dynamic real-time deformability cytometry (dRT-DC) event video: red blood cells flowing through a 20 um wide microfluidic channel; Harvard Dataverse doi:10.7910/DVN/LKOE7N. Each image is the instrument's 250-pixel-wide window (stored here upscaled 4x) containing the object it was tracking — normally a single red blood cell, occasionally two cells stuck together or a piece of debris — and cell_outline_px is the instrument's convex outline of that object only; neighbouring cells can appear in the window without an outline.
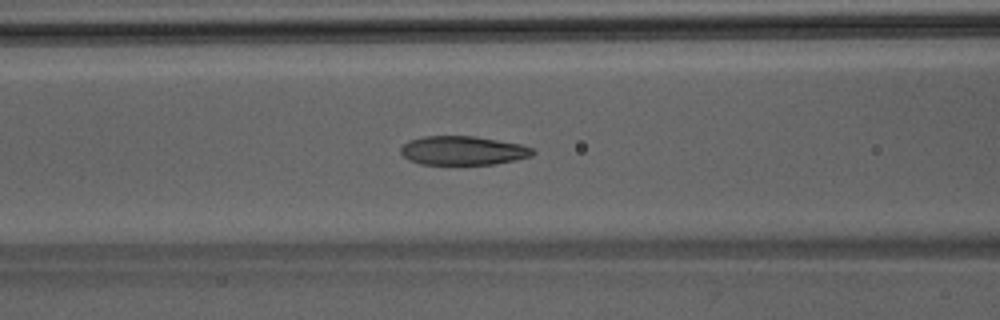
{"species": "Egyptian fruit bat (a non-hibernating species)", "species_latin": "Rousettus aegyptiacus", "temperature_condition": "room temperature", "stored_images_in_passage": 51, "segment_of_instrument_passage": [1, 2], "camera_frame_rate_fps": 3000, "um_per_image_px": 0.085, "animal": {"sex": "male"}, "frame": {"image": 1, "passage_image": 21, "time_ms": 6.667, "image_size_px": [1000, 320], "cell_outline_px": [[536, 152], [532, 156], [516, 160], [496, 164], [420, 164], [408, 160], [400, 152], [400, 148], [404, 144], [412, 140], [424, 136], [476, 136], [520, 144], [532, 148]], "centroid_in_image_um": [39.37, 12.8], "position_along_channel_um": 127.2, "area_um2": 22.25}}
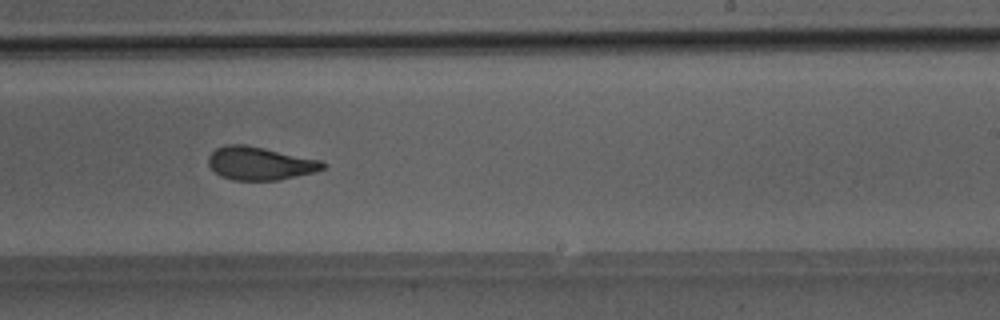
{"frame": {"image": 2, "passage_image": 31, "time_ms": 10.0, "image_size_px": [1000, 320], "cell_outline_px": [[328, 164], [324, 168], [316, 172], [276, 180], [232, 180], [220, 176], [208, 164], [208, 156], [216, 148], [224, 144], [244, 144], [324, 160]], "centroid_in_image_um": [22.12, 13.88], "position_along_channel_um": 266.9, "area_um2": 22.31}}
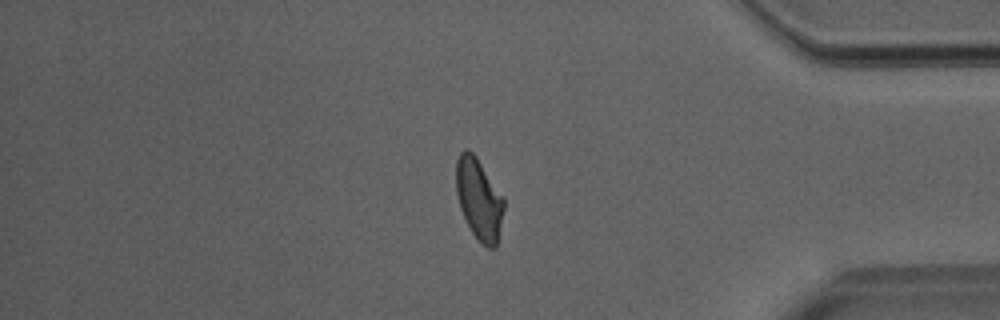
{"frame": {"image": 3, "passage_image": 42, "time_ms": 13.667, "image_size_px": [1000, 320], "cell_outline_px": [[504, 208], [496, 248], [488, 248], [472, 232], [460, 208], [456, 192], [456, 160], [460, 152], [464, 148], [468, 148], [476, 156], [504, 196]], "centroid_in_image_um": [40.71, 16.87], "position_along_channel_um": 394.5, "area_um2": 22.6}}